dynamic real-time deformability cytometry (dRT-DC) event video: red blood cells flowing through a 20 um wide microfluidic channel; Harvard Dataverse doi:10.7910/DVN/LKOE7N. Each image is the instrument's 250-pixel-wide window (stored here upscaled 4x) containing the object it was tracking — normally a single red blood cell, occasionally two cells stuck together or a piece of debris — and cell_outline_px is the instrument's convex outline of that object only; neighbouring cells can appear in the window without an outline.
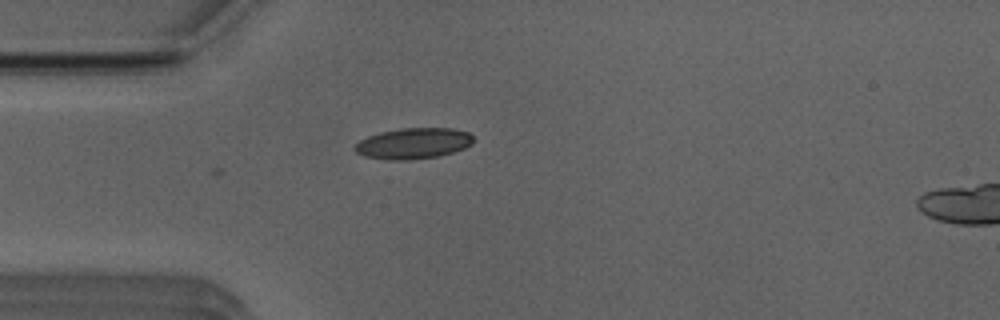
{"species": "Egyptian fruit bat (a non-hibernating species)", "species_latin": "Rousettus aegyptiacus", "temperature_condition": "room temperature", "stored_images_in_passage": 9, "camera_frame_rate_fps": 3000, "um_per_image_px": 0.085, "animal": {"sex": "male"}, "frame": {"image": 1, "passage_image": 1, "time_ms": 0.0, "image_size_px": [1000, 320], "cell_outline_px": [[476, 140], [472, 144], [464, 148], [440, 156], [408, 160], [388, 160], [364, 156], [356, 152], [352, 148], [360, 140], [368, 136], [380, 132], [400, 128], [452, 128], [468, 132]], "centroid_in_image_um": [35.14, 12.19], "position_along_channel_um": 49.9, "area_um2": 21.5}}
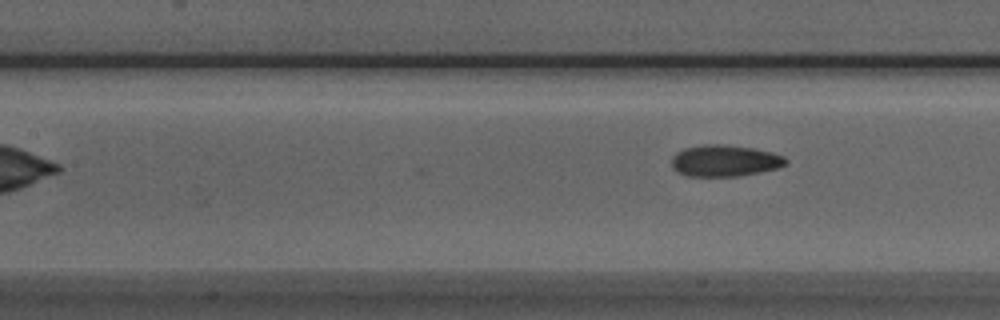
{"frame": {"image": 2, "passage_image": 9, "time_ms": 2.667, "image_size_px": [1000, 320], "cell_outline_px": [[788, 164], [780, 168], [740, 176], [688, 176], [672, 168], [672, 156], [676, 152], [684, 148], [704, 144], [724, 144], [756, 148], [772, 152], [784, 156], [788, 160]], "centroid_in_image_um": [61.65, 13.65], "position_along_channel_um": 145.8, "area_um2": 21.27}}